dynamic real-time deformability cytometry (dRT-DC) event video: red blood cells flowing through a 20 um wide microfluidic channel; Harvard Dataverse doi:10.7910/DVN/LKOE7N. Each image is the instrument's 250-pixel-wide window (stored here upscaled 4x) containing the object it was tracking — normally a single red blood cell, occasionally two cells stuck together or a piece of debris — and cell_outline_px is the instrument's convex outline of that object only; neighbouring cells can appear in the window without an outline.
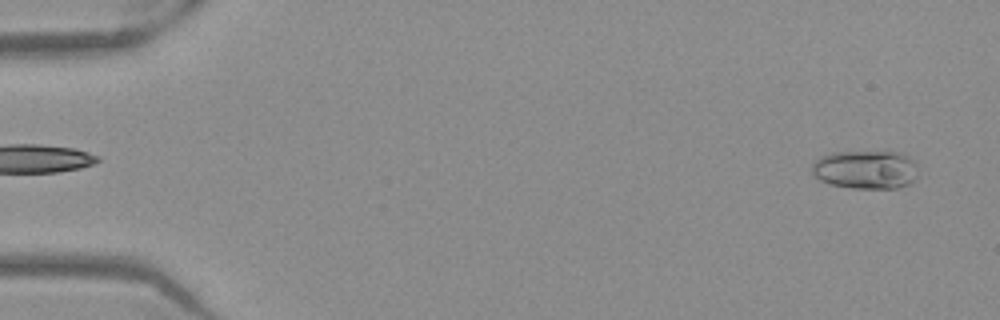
{"species": "Egyptian fruit bat (a non-hibernating species)", "species_latin": "Rousettus aegyptiacus", "temperature_condition": "warm", "stored_images_in_passage": 51, "camera_frame_rate_fps": 3000, "um_per_image_px": 0.085, "frame": {"image": 1, "passage_image": 2, "time_ms": 0.333, "image_size_px": [1000, 320], "cell_outline_px": [[916, 176], [908, 184], [896, 188], [852, 188], [828, 184], [820, 180], [812, 172], [812, 164], [820, 156], [832, 152], [884, 148], [904, 152], [916, 164]], "centroid_in_image_um": [73.58, 14.34], "position_along_channel_um": 11.4, "area_um2": 24.91}}
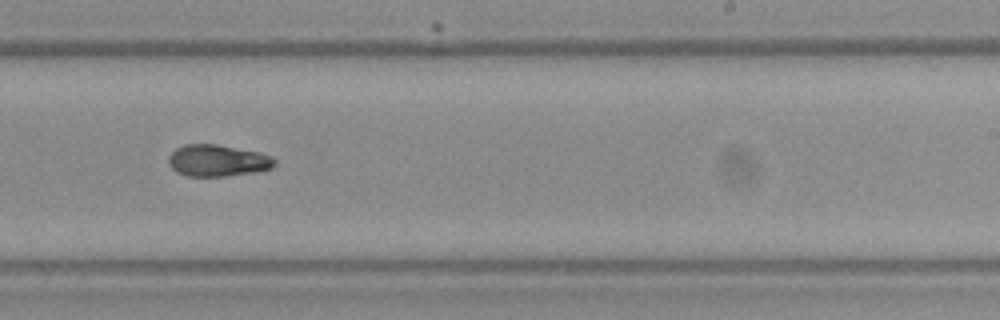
{"frame": {"image": 2, "passage_image": 32, "time_ms": 10.333, "image_size_px": [1000, 320], "cell_outline_px": [[276, 164], [272, 168], [256, 172], [224, 176], [188, 176], [176, 172], [168, 164], [168, 156], [176, 148], [184, 144], [216, 144], [260, 152], [272, 156], [276, 160]], "centroid_in_image_um": [18.5, 13.64], "position_along_channel_um": 270.5, "area_um2": 19.77}}
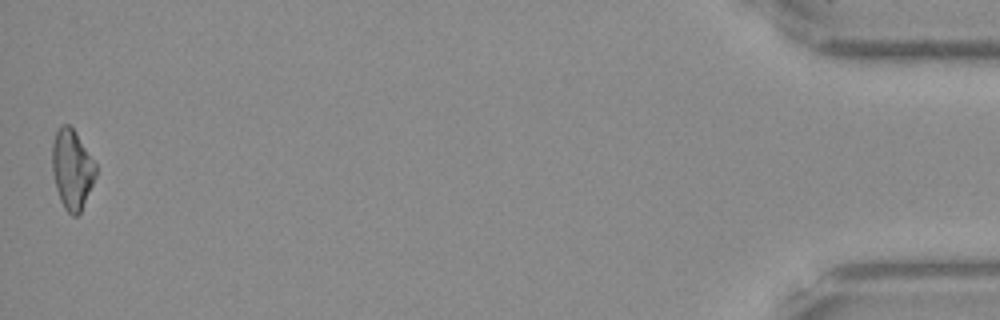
{"frame": {"image": 3, "passage_image": 51, "time_ms": 16.667, "image_size_px": [1000, 320], "cell_outline_px": [[96, 176], [80, 212], [76, 216], [72, 216], [64, 208], [60, 200], [56, 188], [52, 172], [52, 144], [56, 132], [60, 124], [68, 124], [76, 132], [96, 164]], "centroid_in_image_um": [6.11, 14.38], "position_along_channel_um": 429.1, "area_um2": 20.17}, "authors_computed_cell_mechanics": {"area_um2": 20.1722, "velocity_mm_per_s": 3.9419, "shape_relaxation_time_tau1_ms": null, "shape_relaxation_time_tau2_ms": 7.1953, "deformation_change_tau1": null, "deformation_change_tau2": 0.131}}